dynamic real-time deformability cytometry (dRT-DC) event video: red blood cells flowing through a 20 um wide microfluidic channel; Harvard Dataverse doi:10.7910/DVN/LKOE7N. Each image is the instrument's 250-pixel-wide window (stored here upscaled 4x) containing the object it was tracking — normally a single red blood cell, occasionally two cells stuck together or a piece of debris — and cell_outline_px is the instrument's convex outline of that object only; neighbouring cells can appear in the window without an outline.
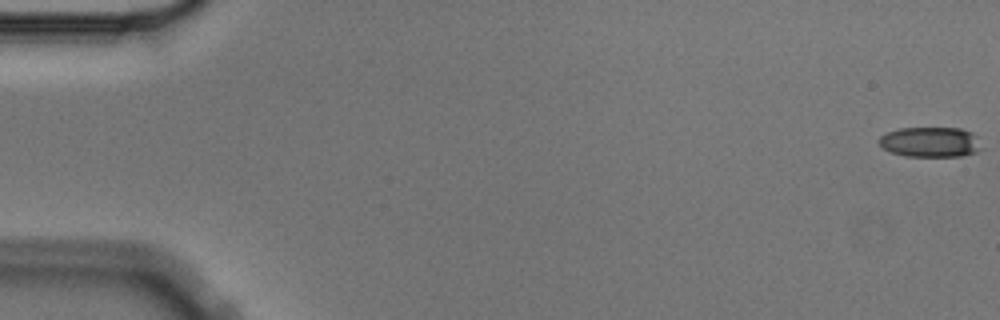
{"species": "Egyptian fruit bat (a non-hibernating species)", "species_latin": "Rousettus aegyptiacus", "temperature_condition": "cold", "stored_images_in_passage": 3, "camera_frame_rate_fps": 3000, "um_per_image_px": 0.085, "animal": {"sex": "male"}, "frame": {"image": 1, "passage_image": 1, "time_ms": 0.0, "image_size_px": [1000, 320], "cell_outline_px": [[984, 148], [976, 152], [960, 156], [904, 156], [892, 152], [884, 148], [876, 140], [880, 136], [888, 132], [900, 128], [960, 128], [972, 132], [976, 136]], "centroid_in_image_um": [79.1, 12.07], "position_along_channel_um": 5.9, "area_um2": 18.09}}